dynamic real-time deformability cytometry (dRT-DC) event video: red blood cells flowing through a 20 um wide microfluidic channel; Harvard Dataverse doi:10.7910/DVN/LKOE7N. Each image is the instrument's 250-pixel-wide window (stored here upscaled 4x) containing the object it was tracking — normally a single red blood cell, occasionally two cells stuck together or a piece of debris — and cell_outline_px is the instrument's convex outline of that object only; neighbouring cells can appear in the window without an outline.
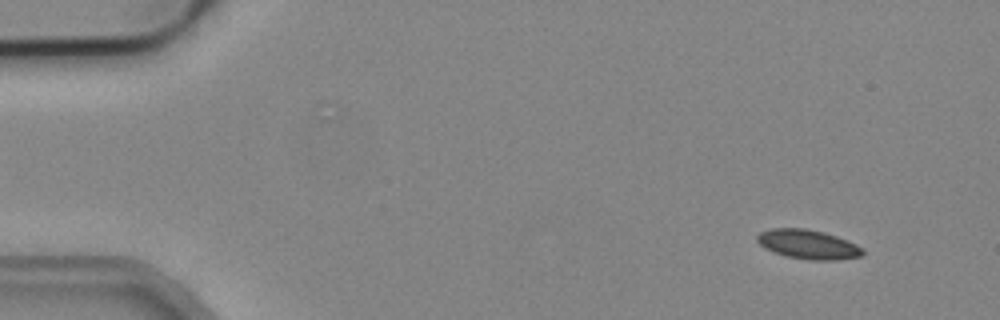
{"species": "common noctule bat (a hibernating species)", "species_latin": "Nyctalus noctula", "temperature_condition": "cold", "stored_images_in_passage": 5, "camera_frame_rate_fps": 3000, "um_per_image_px": 0.085, "animal": {"sex": "male", "body_mass_g": 19.2, "forearm_length_mm": 51.8}, "frame": {"image": 1, "passage_image": 1, "time_ms": 0.0, "image_size_px": [1000, 320], "cell_outline_px": [[864, 252], [860, 256], [836, 260], [812, 260], [784, 256], [764, 248], [756, 240], [756, 236], [760, 232], [772, 228], [804, 228], [824, 232], [836, 236], [856, 244], [864, 248]], "centroid_in_image_um": [68.67, 20.77], "position_along_channel_um": 16.3, "area_um2": 18.03}}
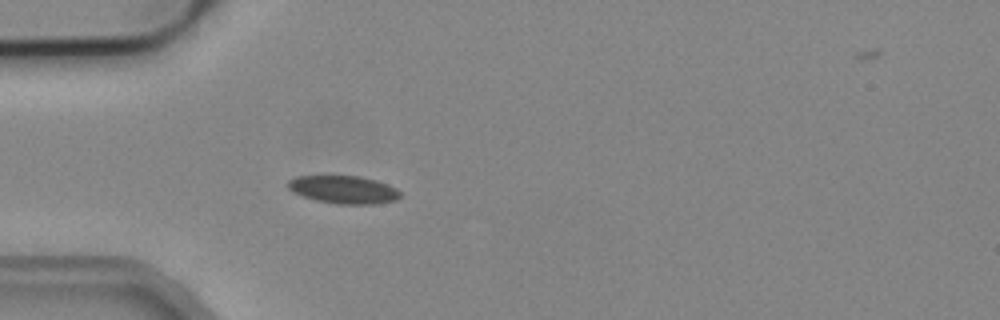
{"frame": {"image": 2, "passage_image": 4, "time_ms": 1.0, "image_size_px": [1000, 320], "cell_outline_px": [[400, 196], [396, 200], [376, 204], [336, 204], [316, 200], [292, 192], [288, 188], [288, 180], [296, 176], [356, 176], [376, 180], [396, 188], [400, 192]], "centroid_in_image_um": [29.19, 16.12], "position_along_channel_um": 55.8, "area_um2": 18.15}}